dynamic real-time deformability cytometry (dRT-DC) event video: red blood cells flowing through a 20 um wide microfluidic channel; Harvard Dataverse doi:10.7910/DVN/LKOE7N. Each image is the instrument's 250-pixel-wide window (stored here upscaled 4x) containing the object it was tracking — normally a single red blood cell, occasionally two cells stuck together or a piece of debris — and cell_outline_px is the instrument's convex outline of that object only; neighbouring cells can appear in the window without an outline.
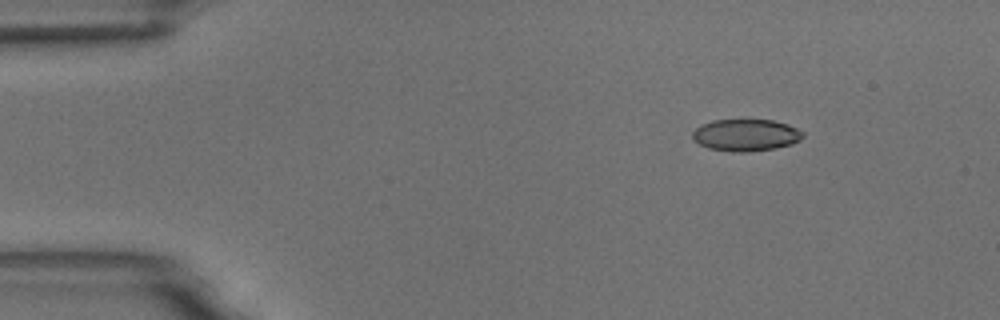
{"species": "common noctule bat (a hibernating species)", "species_latin": "Nyctalus noctula", "temperature_condition": "room temperature", "stored_images_in_passage": 11, "camera_frame_rate_fps": 3000, "um_per_image_px": 0.085, "animal": {"sex": "male", "body_mass_g": 18.8}, "frame": {"image": 1, "passage_image": 1, "time_ms": 0.0, "image_size_px": [1000, 320], "cell_outline_px": [[804, 136], [800, 140], [792, 144], [776, 148], [748, 152], [732, 152], [708, 148], [700, 144], [692, 136], [692, 132], [700, 124], [712, 120], [744, 116], [772, 120], [788, 124], [804, 132]], "centroid_in_image_um": [63.4, 11.43], "position_along_channel_um": 21.6, "area_um2": 21.5}}
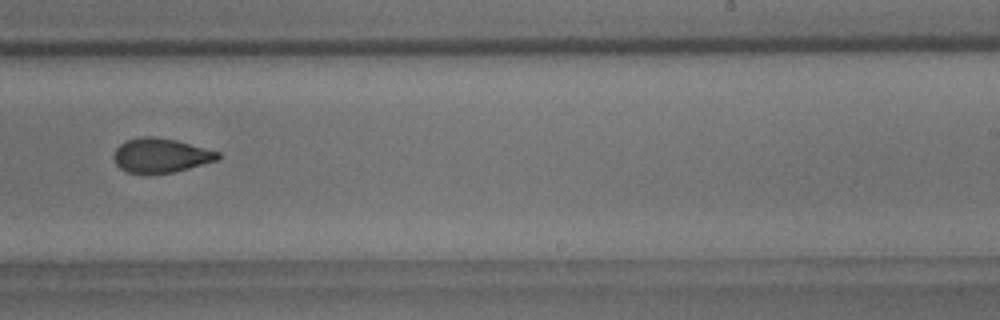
{"frame": {"image": 2, "passage_image": 8, "time_ms": 9.0, "image_size_px": [1000, 320], "cell_outline_px": [[220, 156], [216, 160], [188, 168], [172, 172], [148, 176], [144, 176], [128, 172], [120, 168], [116, 164], [112, 156], [116, 148], [124, 140], [140, 136], [152, 136], [176, 140], [220, 152]], "centroid_in_image_um": [13.59, 13.23], "position_along_channel_um": 275.4, "area_um2": 21.21}}
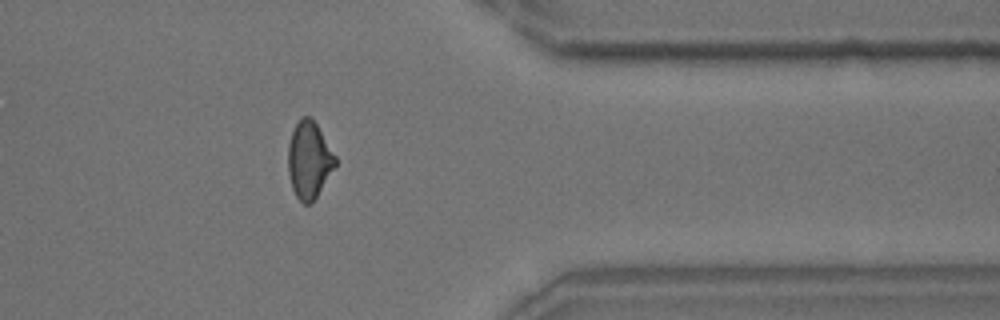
{"frame": {"image": 3, "passage_image": 11, "time_ms": 12.333, "image_size_px": [1000, 320], "cell_outline_px": [[336, 164], [312, 204], [304, 204], [296, 196], [292, 188], [288, 172], [288, 144], [292, 132], [300, 116], [312, 116], [336, 156]], "centroid_in_image_um": [26.26, 13.58], "position_along_channel_um": 385.1, "area_um2": 21.21}, "authors_computed_cell_mechanics": {"area_um2": 21.5016, "velocity_mm_per_s": 3.698, "shape_relaxation_time_tau1_ms": 5.7992, "shape_relaxation_time_tau2_ms": 1.5169, "deformation_change_tau1": 0.1699, "deformation_change_tau2": 0.0614}}